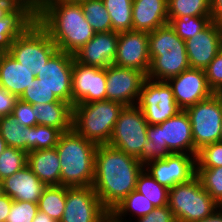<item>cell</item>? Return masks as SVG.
Here are the masks:
<instances>
[{
  "mask_svg": "<svg viewBox=\"0 0 222 222\" xmlns=\"http://www.w3.org/2000/svg\"><path fill=\"white\" fill-rule=\"evenodd\" d=\"M143 168L137 158L119 149L108 144L97 146L92 187L108 212L135 190Z\"/></svg>",
  "mask_w": 222,
  "mask_h": 222,
  "instance_id": "6da1fadb",
  "label": "cell"
},
{
  "mask_svg": "<svg viewBox=\"0 0 222 222\" xmlns=\"http://www.w3.org/2000/svg\"><path fill=\"white\" fill-rule=\"evenodd\" d=\"M35 21L48 33L58 50L74 54L95 31L85 18L80 3L49 0L36 14Z\"/></svg>",
  "mask_w": 222,
  "mask_h": 222,
  "instance_id": "7a4b0ae2",
  "label": "cell"
},
{
  "mask_svg": "<svg viewBox=\"0 0 222 222\" xmlns=\"http://www.w3.org/2000/svg\"><path fill=\"white\" fill-rule=\"evenodd\" d=\"M97 144L86 140L74 128L59 137L56 151L60 162V185L87 187L93 185Z\"/></svg>",
  "mask_w": 222,
  "mask_h": 222,
  "instance_id": "3957f363",
  "label": "cell"
},
{
  "mask_svg": "<svg viewBox=\"0 0 222 222\" xmlns=\"http://www.w3.org/2000/svg\"><path fill=\"white\" fill-rule=\"evenodd\" d=\"M147 139L142 149L143 165L170 153L195 155L190 119L183 110L162 123L149 125Z\"/></svg>",
  "mask_w": 222,
  "mask_h": 222,
  "instance_id": "277c9868",
  "label": "cell"
},
{
  "mask_svg": "<svg viewBox=\"0 0 222 222\" xmlns=\"http://www.w3.org/2000/svg\"><path fill=\"white\" fill-rule=\"evenodd\" d=\"M150 67L146 78L168 81L190 68L185 41L169 25L148 33Z\"/></svg>",
  "mask_w": 222,
  "mask_h": 222,
  "instance_id": "5b68a950",
  "label": "cell"
},
{
  "mask_svg": "<svg viewBox=\"0 0 222 222\" xmlns=\"http://www.w3.org/2000/svg\"><path fill=\"white\" fill-rule=\"evenodd\" d=\"M125 106L110 100L73 106V128L97 145L109 143L114 125Z\"/></svg>",
  "mask_w": 222,
  "mask_h": 222,
  "instance_id": "8992f818",
  "label": "cell"
},
{
  "mask_svg": "<svg viewBox=\"0 0 222 222\" xmlns=\"http://www.w3.org/2000/svg\"><path fill=\"white\" fill-rule=\"evenodd\" d=\"M168 207L176 222H194L213 214L220 205L207 193L197 176L169 189Z\"/></svg>",
  "mask_w": 222,
  "mask_h": 222,
  "instance_id": "52a82bcc",
  "label": "cell"
},
{
  "mask_svg": "<svg viewBox=\"0 0 222 222\" xmlns=\"http://www.w3.org/2000/svg\"><path fill=\"white\" fill-rule=\"evenodd\" d=\"M57 50L48 33L34 20L13 41L7 53L37 76Z\"/></svg>",
  "mask_w": 222,
  "mask_h": 222,
  "instance_id": "ba28073f",
  "label": "cell"
},
{
  "mask_svg": "<svg viewBox=\"0 0 222 222\" xmlns=\"http://www.w3.org/2000/svg\"><path fill=\"white\" fill-rule=\"evenodd\" d=\"M146 121L137 106H125L114 125L108 145L137 158L142 163V149L147 139Z\"/></svg>",
  "mask_w": 222,
  "mask_h": 222,
  "instance_id": "9c48e42d",
  "label": "cell"
},
{
  "mask_svg": "<svg viewBox=\"0 0 222 222\" xmlns=\"http://www.w3.org/2000/svg\"><path fill=\"white\" fill-rule=\"evenodd\" d=\"M185 112L190 119L196 156L202 147L219 142L222 123V96L214 93L208 99L187 108Z\"/></svg>",
  "mask_w": 222,
  "mask_h": 222,
  "instance_id": "30bf717a",
  "label": "cell"
},
{
  "mask_svg": "<svg viewBox=\"0 0 222 222\" xmlns=\"http://www.w3.org/2000/svg\"><path fill=\"white\" fill-rule=\"evenodd\" d=\"M137 106L149 125H157L182 111L167 81L146 78L142 84Z\"/></svg>",
  "mask_w": 222,
  "mask_h": 222,
  "instance_id": "8fae6325",
  "label": "cell"
},
{
  "mask_svg": "<svg viewBox=\"0 0 222 222\" xmlns=\"http://www.w3.org/2000/svg\"><path fill=\"white\" fill-rule=\"evenodd\" d=\"M60 222H109V212L92 186H66L65 210Z\"/></svg>",
  "mask_w": 222,
  "mask_h": 222,
  "instance_id": "7c38bea8",
  "label": "cell"
},
{
  "mask_svg": "<svg viewBox=\"0 0 222 222\" xmlns=\"http://www.w3.org/2000/svg\"><path fill=\"white\" fill-rule=\"evenodd\" d=\"M144 168L160 185L171 189L196 176V156L185 153H170L164 159L148 162Z\"/></svg>",
  "mask_w": 222,
  "mask_h": 222,
  "instance_id": "4fadbf2b",
  "label": "cell"
},
{
  "mask_svg": "<svg viewBox=\"0 0 222 222\" xmlns=\"http://www.w3.org/2000/svg\"><path fill=\"white\" fill-rule=\"evenodd\" d=\"M146 75L136 69L110 65L106 67V100L135 106Z\"/></svg>",
  "mask_w": 222,
  "mask_h": 222,
  "instance_id": "5bb4252c",
  "label": "cell"
},
{
  "mask_svg": "<svg viewBox=\"0 0 222 222\" xmlns=\"http://www.w3.org/2000/svg\"><path fill=\"white\" fill-rule=\"evenodd\" d=\"M106 68L73 62L72 106L106 100Z\"/></svg>",
  "mask_w": 222,
  "mask_h": 222,
  "instance_id": "9a60e30c",
  "label": "cell"
},
{
  "mask_svg": "<svg viewBox=\"0 0 222 222\" xmlns=\"http://www.w3.org/2000/svg\"><path fill=\"white\" fill-rule=\"evenodd\" d=\"M74 56L57 50L48 60L41 73L36 76L52 93L72 105V68Z\"/></svg>",
  "mask_w": 222,
  "mask_h": 222,
  "instance_id": "2e32d148",
  "label": "cell"
},
{
  "mask_svg": "<svg viewBox=\"0 0 222 222\" xmlns=\"http://www.w3.org/2000/svg\"><path fill=\"white\" fill-rule=\"evenodd\" d=\"M167 82L172 88L175 101L183 111L214 94L202 69L188 68Z\"/></svg>",
  "mask_w": 222,
  "mask_h": 222,
  "instance_id": "e0dca14e",
  "label": "cell"
},
{
  "mask_svg": "<svg viewBox=\"0 0 222 222\" xmlns=\"http://www.w3.org/2000/svg\"><path fill=\"white\" fill-rule=\"evenodd\" d=\"M114 65L136 69L146 75L150 67L148 33L136 30L120 32Z\"/></svg>",
  "mask_w": 222,
  "mask_h": 222,
  "instance_id": "ac0fdd59",
  "label": "cell"
},
{
  "mask_svg": "<svg viewBox=\"0 0 222 222\" xmlns=\"http://www.w3.org/2000/svg\"><path fill=\"white\" fill-rule=\"evenodd\" d=\"M222 26L211 22L205 29L185 41L190 68L204 70L220 52Z\"/></svg>",
  "mask_w": 222,
  "mask_h": 222,
  "instance_id": "d6986e66",
  "label": "cell"
},
{
  "mask_svg": "<svg viewBox=\"0 0 222 222\" xmlns=\"http://www.w3.org/2000/svg\"><path fill=\"white\" fill-rule=\"evenodd\" d=\"M118 32L95 33L94 37L73 54L74 60L86 66L106 68L114 64Z\"/></svg>",
  "mask_w": 222,
  "mask_h": 222,
  "instance_id": "ffe728a7",
  "label": "cell"
},
{
  "mask_svg": "<svg viewBox=\"0 0 222 222\" xmlns=\"http://www.w3.org/2000/svg\"><path fill=\"white\" fill-rule=\"evenodd\" d=\"M46 186L27 165L2 180L3 193L15 201L38 203Z\"/></svg>",
  "mask_w": 222,
  "mask_h": 222,
  "instance_id": "44dd1931",
  "label": "cell"
},
{
  "mask_svg": "<svg viewBox=\"0 0 222 222\" xmlns=\"http://www.w3.org/2000/svg\"><path fill=\"white\" fill-rule=\"evenodd\" d=\"M133 30L150 33L168 24L167 0H133Z\"/></svg>",
  "mask_w": 222,
  "mask_h": 222,
  "instance_id": "7402d4cb",
  "label": "cell"
},
{
  "mask_svg": "<svg viewBox=\"0 0 222 222\" xmlns=\"http://www.w3.org/2000/svg\"><path fill=\"white\" fill-rule=\"evenodd\" d=\"M36 78L35 74L6 53L0 63V85L18 98Z\"/></svg>",
  "mask_w": 222,
  "mask_h": 222,
  "instance_id": "603a6c76",
  "label": "cell"
},
{
  "mask_svg": "<svg viewBox=\"0 0 222 222\" xmlns=\"http://www.w3.org/2000/svg\"><path fill=\"white\" fill-rule=\"evenodd\" d=\"M26 165L47 186L60 185L61 166L56 147L28 152Z\"/></svg>",
  "mask_w": 222,
  "mask_h": 222,
  "instance_id": "cb8c5ba5",
  "label": "cell"
},
{
  "mask_svg": "<svg viewBox=\"0 0 222 222\" xmlns=\"http://www.w3.org/2000/svg\"><path fill=\"white\" fill-rule=\"evenodd\" d=\"M33 112L39 125L55 127L62 133L73 128V106L65 101L33 105Z\"/></svg>",
  "mask_w": 222,
  "mask_h": 222,
  "instance_id": "d4e9b609",
  "label": "cell"
},
{
  "mask_svg": "<svg viewBox=\"0 0 222 222\" xmlns=\"http://www.w3.org/2000/svg\"><path fill=\"white\" fill-rule=\"evenodd\" d=\"M35 20V15L25 6L17 5L0 19V47L9 51L13 41Z\"/></svg>",
  "mask_w": 222,
  "mask_h": 222,
  "instance_id": "484cf974",
  "label": "cell"
},
{
  "mask_svg": "<svg viewBox=\"0 0 222 222\" xmlns=\"http://www.w3.org/2000/svg\"><path fill=\"white\" fill-rule=\"evenodd\" d=\"M155 208L147 197L134 190L109 212V222H132L131 216L136 220V218L146 216Z\"/></svg>",
  "mask_w": 222,
  "mask_h": 222,
  "instance_id": "4316f807",
  "label": "cell"
},
{
  "mask_svg": "<svg viewBox=\"0 0 222 222\" xmlns=\"http://www.w3.org/2000/svg\"><path fill=\"white\" fill-rule=\"evenodd\" d=\"M0 135L8 147L21 149L28 153L31 127L18 123L16 117L12 114L0 117Z\"/></svg>",
  "mask_w": 222,
  "mask_h": 222,
  "instance_id": "83f0119b",
  "label": "cell"
},
{
  "mask_svg": "<svg viewBox=\"0 0 222 222\" xmlns=\"http://www.w3.org/2000/svg\"><path fill=\"white\" fill-rule=\"evenodd\" d=\"M66 186L49 185L43 191L39 201L38 209L46 213L56 222H60L65 210Z\"/></svg>",
  "mask_w": 222,
  "mask_h": 222,
  "instance_id": "f1b7e54d",
  "label": "cell"
},
{
  "mask_svg": "<svg viewBox=\"0 0 222 222\" xmlns=\"http://www.w3.org/2000/svg\"><path fill=\"white\" fill-rule=\"evenodd\" d=\"M110 16L112 31L126 32L133 30V0H102Z\"/></svg>",
  "mask_w": 222,
  "mask_h": 222,
  "instance_id": "f546056e",
  "label": "cell"
},
{
  "mask_svg": "<svg viewBox=\"0 0 222 222\" xmlns=\"http://www.w3.org/2000/svg\"><path fill=\"white\" fill-rule=\"evenodd\" d=\"M135 190L147 197L155 207L168 205L169 189L160 185L145 168L137 177Z\"/></svg>",
  "mask_w": 222,
  "mask_h": 222,
  "instance_id": "4dcf8cb0",
  "label": "cell"
},
{
  "mask_svg": "<svg viewBox=\"0 0 222 222\" xmlns=\"http://www.w3.org/2000/svg\"><path fill=\"white\" fill-rule=\"evenodd\" d=\"M80 5L87 22L96 33L112 31L111 19L102 0H84Z\"/></svg>",
  "mask_w": 222,
  "mask_h": 222,
  "instance_id": "1f68e13d",
  "label": "cell"
},
{
  "mask_svg": "<svg viewBox=\"0 0 222 222\" xmlns=\"http://www.w3.org/2000/svg\"><path fill=\"white\" fill-rule=\"evenodd\" d=\"M168 18L210 16V0H167Z\"/></svg>",
  "mask_w": 222,
  "mask_h": 222,
  "instance_id": "d6a6232c",
  "label": "cell"
},
{
  "mask_svg": "<svg viewBox=\"0 0 222 222\" xmlns=\"http://www.w3.org/2000/svg\"><path fill=\"white\" fill-rule=\"evenodd\" d=\"M210 16H193L186 18H168V24L184 41L193 38L211 23Z\"/></svg>",
  "mask_w": 222,
  "mask_h": 222,
  "instance_id": "836d02e7",
  "label": "cell"
},
{
  "mask_svg": "<svg viewBox=\"0 0 222 222\" xmlns=\"http://www.w3.org/2000/svg\"><path fill=\"white\" fill-rule=\"evenodd\" d=\"M62 132L51 126L39 125L31 127V136L28 140V152L33 150L51 149L58 144Z\"/></svg>",
  "mask_w": 222,
  "mask_h": 222,
  "instance_id": "e575fe53",
  "label": "cell"
},
{
  "mask_svg": "<svg viewBox=\"0 0 222 222\" xmlns=\"http://www.w3.org/2000/svg\"><path fill=\"white\" fill-rule=\"evenodd\" d=\"M196 176L202 187L219 204H222V166L217 168H196Z\"/></svg>",
  "mask_w": 222,
  "mask_h": 222,
  "instance_id": "d590c367",
  "label": "cell"
},
{
  "mask_svg": "<svg viewBox=\"0 0 222 222\" xmlns=\"http://www.w3.org/2000/svg\"><path fill=\"white\" fill-rule=\"evenodd\" d=\"M27 164V153L21 149L6 147L0 155V181L21 170Z\"/></svg>",
  "mask_w": 222,
  "mask_h": 222,
  "instance_id": "8d00e7d4",
  "label": "cell"
},
{
  "mask_svg": "<svg viewBox=\"0 0 222 222\" xmlns=\"http://www.w3.org/2000/svg\"><path fill=\"white\" fill-rule=\"evenodd\" d=\"M19 99L32 105L59 101L46 84L37 78L29 85V88H26Z\"/></svg>",
  "mask_w": 222,
  "mask_h": 222,
  "instance_id": "74e56055",
  "label": "cell"
},
{
  "mask_svg": "<svg viewBox=\"0 0 222 222\" xmlns=\"http://www.w3.org/2000/svg\"><path fill=\"white\" fill-rule=\"evenodd\" d=\"M222 166V143L208 144L198 150L196 168H217Z\"/></svg>",
  "mask_w": 222,
  "mask_h": 222,
  "instance_id": "f35d334b",
  "label": "cell"
},
{
  "mask_svg": "<svg viewBox=\"0 0 222 222\" xmlns=\"http://www.w3.org/2000/svg\"><path fill=\"white\" fill-rule=\"evenodd\" d=\"M38 211L37 203L13 200L6 222H32Z\"/></svg>",
  "mask_w": 222,
  "mask_h": 222,
  "instance_id": "ab89813d",
  "label": "cell"
},
{
  "mask_svg": "<svg viewBox=\"0 0 222 222\" xmlns=\"http://www.w3.org/2000/svg\"><path fill=\"white\" fill-rule=\"evenodd\" d=\"M207 83L210 89L220 94L222 92V53L219 52L215 58L204 69Z\"/></svg>",
  "mask_w": 222,
  "mask_h": 222,
  "instance_id": "60d3db41",
  "label": "cell"
},
{
  "mask_svg": "<svg viewBox=\"0 0 222 222\" xmlns=\"http://www.w3.org/2000/svg\"><path fill=\"white\" fill-rule=\"evenodd\" d=\"M12 115L16 117L18 123L26 127H34L37 125L33 105L20 99L15 103Z\"/></svg>",
  "mask_w": 222,
  "mask_h": 222,
  "instance_id": "b9f144b4",
  "label": "cell"
},
{
  "mask_svg": "<svg viewBox=\"0 0 222 222\" xmlns=\"http://www.w3.org/2000/svg\"><path fill=\"white\" fill-rule=\"evenodd\" d=\"M136 222H176V220L172 210L166 205L163 207H156L146 216L138 218Z\"/></svg>",
  "mask_w": 222,
  "mask_h": 222,
  "instance_id": "7bdbcfd3",
  "label": "cell"
},
{
  "mask_svg": "<svg viewBox=\"0 0 222 222\" xmlns=\"http://www.w3.org/2000/svg\"><path fill=\"white\" fill-rule=\"evenodd\" d=\"M18 99L16 95L9 93L0 85V117L12 114Z\"/></svg>",
  "mask_w": 222,
  "mask_h": 222,
  "instance_id": "ee69618b",
  "label": "cell"
},
{
  "mask_svg": "<svg viewBox=\"0 0 222 222\" xmlns=\"http://www.w3.org/2000/svg\"><path fill=\"white\" fill-rule=\"evenodd\" d=\"M211 21L222 26V0H210Z\"/></svg>",
  "mask_w": 222,
  "mask_h": 222,
  "instance_id": "f6af8a7d",
  "label": "cell"
},
{
  "mask_svg": "<svg viewBox=\"0 0 222 222\" xmlns=\"http://www.w3.org/2000/svg\"><path fill=\"white\" fill-rule=\"evenodd\" d=\"M13 199L6 194L0 195V221L6 222Z\"/></svg>",
  "mask_w": 222,
  "mask_h": 222,
  "instance_id": "bcb514c9",
  "label": "cell"
},
{
  "mask_svg": "<svg viewBox=\"0 0 222 222\" xmlns=\"http://www.w3.org/2000/svg\"><path fill=\"white\" fill-rule=\"evenodd\" d=\"M17 5H25L34 15L49 1V0H13Z\"/></svg>",
  "mask_w": 222,
  "mask_h": 222,
  "instance_id": "7dc6e473",
  "label": "cell"
},
{
  "mask_svg": "<svg viewBox=\"0 0 222 222\" xmlns=\"http://www.w3.org/2000/svg\"><path fill=\"white\" fill-rule=\"evenodd\" d=\"M16 6L13 0H0V19L7 16Z\"/></svg>",
  "mask_w": 222,
  "mask_h": 222,
  "instance_id": "c3c4849f",
  "label": "cell"
},
{
  "mask_svg": "<svg viewBox=\"0 0 222 222\" xmlns=\"http://www.w3.org/2000/svg\"><path fill=\"white\" fill-rule=\"evenodd\" d=\"M194 222H222V208L219 207L213 214Z\"/></svg>",
  "mask_w": 222,
  "mask_h": 222,
  "instance_id": "681fc988",
  "label": "cell"
},
{
  "mask_svg": "<svg viewBox=\"0 0 222 222\" xmlns=\"http://www.w3.org/2000/svg\"><path fill=\"white\" fill-rule=\"evenodd\" d=\"M32 222H56L46 213L38 211Z\"/></svg>",
  "mask_w": 222,
  "mask_h": 222,
  "instance_id": "f907efd6",
  "label": "cell"
},
{
  "mask_svg": "<svg viewBox=\"0 0 222 222\" xmlns=\"http://www.w3.org/2000/svg\"><path fill=\"white\" fill-rule=\"evenodd\" d=\"M6 147H7V144L4 141V139L2 138V136L0 135V155L2 154V152H4Z\"/></svg>",
  "mask_w": 222,
  "mask_h": 222,
  "instance_id": "816d5d0a",
  "label": "cell"
},
{
  "mask_svg": "<svg viewBox=\"0 0 222 222\" xmlns=\"http://www.w3.org/2000/svg\"><path fill=\"white\" fill-rule=\"evenodd\" d=\"M6 53H7V52L0 47V63H1V60H2L3 56H4Z\"/></svg>",
  "mask_w": 222,
  "mask_h": 222,
  "instance_id": "f5cc1de1",
  "label": "cell"
},
{
  "mask_svg": "<svg viewBox=\"0 0 222 222\" xmlns=\"http://www.w3.org/2000/svg\"><path fill=\"white\" fill-rule=\"evenodd\" d=\"M59 1L80 3L81 1L84 0H59Z\"/></svg>",
  "mask_w": 222,
  "mask_h": 222,
  "instance_id": "db71d44e",
  "label": "cell"
},
{
  "mask_svg": "<svg viewBox=\"0 0 222 222\" xmlns=\"http://www.w3.org/2000/svg\"><path fill=\"white\" fill-rule=\"evenodd\" d=\"M3 194L2 181H0V195Z\"/></svg>",
  "mask_w": 222,
  "mask_h": 222,
  "instance_id": "11a10c76",
  "label": "cell"
},
{
  "mask_svg": "<svg viewBox=\"0 0 222 222\" xmlns=\"http://www.w3.org/2000/svg\"><path fill=\"white\" fill-rule=\"evenodd\" d=\"M219 142L222 143V123H221V135H220V138H219Z\"/></svg>",
  "mask_w": 222,
  "mask_h": 222,
  "instance_id": "9f6ffc18",
  "label": "cell"
},
{
  "mask_svg": "<svg viewBox=\"0 0 222 222\" xmlns=\"http://www.w3.org/2000/svg\"><path fill=\"white\" fill-rule=\"evenodd\" d=\"M220 52L222 53V42H221V46H220Z\"/></svg>",
  "mask_w": 222,
  "mask_h": 222,
  "instance_id": "6f0895ef",
  "label": "cell"
}]
</instances>
